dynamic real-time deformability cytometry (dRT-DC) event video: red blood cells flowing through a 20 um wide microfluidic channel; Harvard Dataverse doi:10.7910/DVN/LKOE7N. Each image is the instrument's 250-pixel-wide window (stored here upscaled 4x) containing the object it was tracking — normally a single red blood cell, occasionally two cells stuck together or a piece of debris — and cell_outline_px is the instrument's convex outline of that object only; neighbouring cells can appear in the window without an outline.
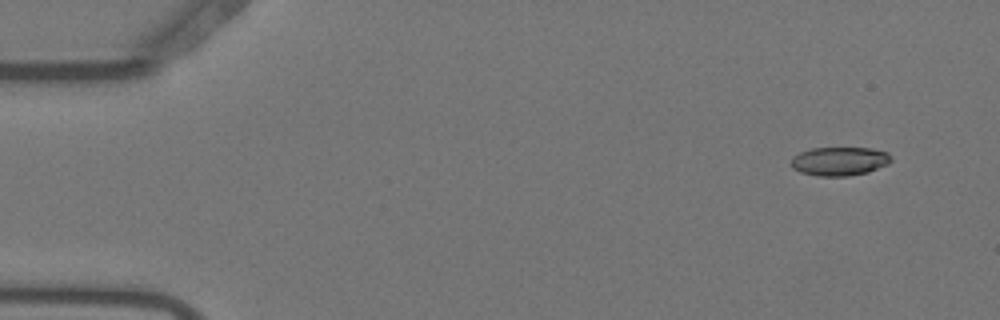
{"species": "Egyptian fruit bat (a non-hibernating species)", "species_latin": "Rousettus aegyptiacus", "temperature_condition": "warm", "stored_images_in_passage": 8, "camera_frame_rate_fps": 3000, "um_per_image_px": 0.085, "animal": {"sex": "female"}, "frame": {"image": 1, "passage_image": 4, "time_ms": 1.0, "image_size_px": [1000, 320], "cell_outline_px": [[892, 160], [888, 164], [868, 172], [848, 176], [816, 176], [800, 172], [792, 168], [792, 156], [800, 152], [812, 148], [872, 148], [888, 152], [892, 156]], "centroid_in_image_um": [71.37, 13.7], "position_along_channel_um": 13.6, "area_um2": 16.88}}